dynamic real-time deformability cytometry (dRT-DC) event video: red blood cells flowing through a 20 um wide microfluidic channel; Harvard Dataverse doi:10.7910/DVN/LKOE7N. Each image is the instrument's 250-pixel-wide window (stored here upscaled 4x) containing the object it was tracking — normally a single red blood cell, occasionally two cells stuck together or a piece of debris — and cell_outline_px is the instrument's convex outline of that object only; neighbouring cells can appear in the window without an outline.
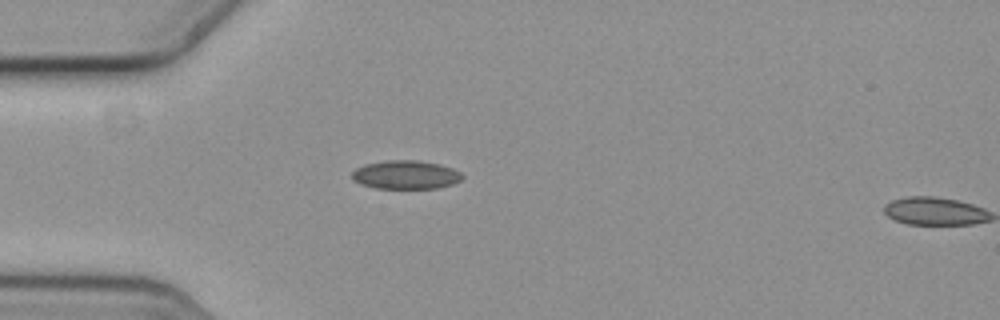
{"species": "common noctule bat (a hibernating species)", "species_latin": "Nyctalus noctula", "temperature_condition": "cold", "stored_images_in_passage": 2, "camera_frame_rate_fps": 3000, "um_per_image_px": 0.085, "animal": {"sex": "female", "body_mass_g": 19.3, "forearm_length_mm": 54.1}, "frame": {"image": 1, "passage_image": 1, "time_ms": 0.0, "image_size_px": [1000, 320], "cell_outline_px": [[464, 176], [460, 180], [452, 184], [436, 188], [376, 188], [360, 184], [352, 180], [352, 172], [356, 168], [364, 164], [388, 160], [420, 160], [440, 164], [452, 168], [460, 172]], "centroid_in_image_um": [34.47, 14.85], "position_along_channel_um": 50.5, "area_um2": 18.44}}